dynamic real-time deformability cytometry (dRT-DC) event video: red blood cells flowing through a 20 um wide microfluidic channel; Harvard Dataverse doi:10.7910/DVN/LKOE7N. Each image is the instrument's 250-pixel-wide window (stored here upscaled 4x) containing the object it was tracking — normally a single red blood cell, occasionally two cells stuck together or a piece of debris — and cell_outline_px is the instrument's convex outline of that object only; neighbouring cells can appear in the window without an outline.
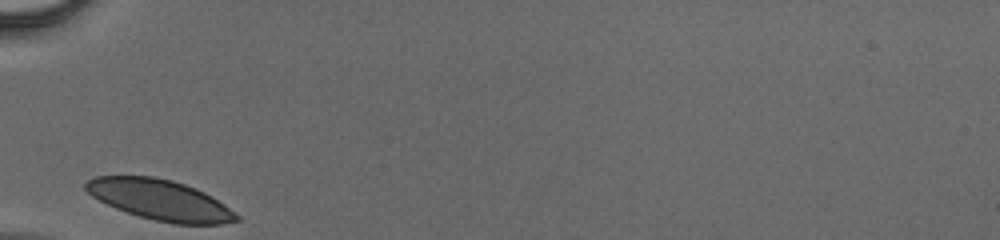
{"species": "human", "species_latin": "Homo sapiens", "temperature_condition": "cold", "stored_images_in_passage": 23, "camera_frame_rate_fps": 3000, "um_per_image_px": 0.085, "donor": {"sex": "male"}, "frame": {"image": 1, "passage_image": 1, "time_ms": 0.0, "image_size_px": [1000, 240], "cell_outline_px": [[240, 220], [220, 224], [172, 224], [140, 216], [116, 208], [92, 196], [84, 188], [84, 184], [88, 180], [96, 176], [152, 176], [172, 180], [196, 188], [212, 196], [224, 204], [240, 216]], "centroid_in_image_um": [13.63, 16.99], "position_along_channel_um": 71.4, "area_um2": 35.32}}
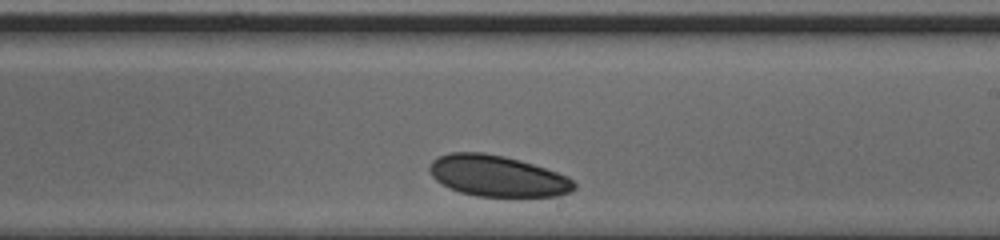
{"frame": {"image": 2, "passage_image": 14, "time_ms": 4.333, "image_size_px": [1000, 240], "cell_outline_px": [[576, 188], [568, 192], [556, 196], [476, 196], [460, 192], [448, 188], [436, 180], [432, 176], [428, 168], [432, 160], [448, 152], [480, 152], [504, 156], [520, 160], [556, 172], [572, 180], [576, 184]], "centroid_in_image_um": [42.23, 14.95], "position_along_channel_um": 246.8, "area_um2": 34.39}}
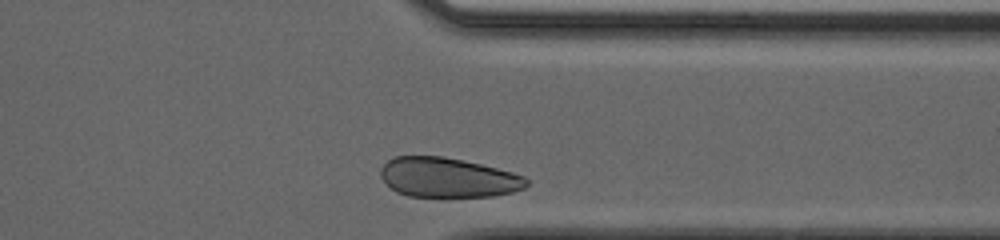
{"frame": {"image": 3, "passage_image": 23, "time_ms": 7.333, "image_size_px": [1000, 240], "cell_outline_px": [[528, 184], [524, 188], [512, 192], [492, 196], [444, 200], [408, 196], [396, 192], [380, 176], [380, 168], [388, 160], [396, 156], [444, 156], [464, 160], [512, 172], [524, 176], [528, 180]], "centroid_in_image_um": [38.07, 15.14], "position_along_channel_um": 373.3, "area_um2": 34.8}}